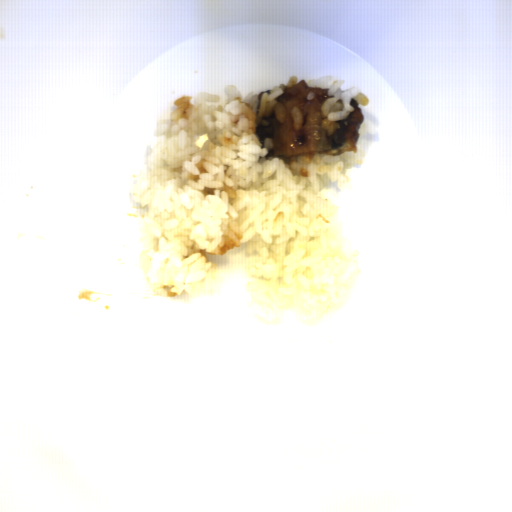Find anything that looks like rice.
<instances>
[{"instance_id": "rice-1", "label": "rice", "mask_w": 512, "mask_h": 512, "mask_svg": "<svg viewBox=\"0 0 512 512\" xmlns=\"http://www.w3.org/2000/svg\"><path fill=\"white\" fill-rule=\"evenodd\" d=\"M287 83L244 97L228 85L221 96L195 92L173 101L169 119L155 122L156 143L130 187L147 211L142 232L148 249L140 254L144 276L156 295L172 298L211 295L218 276L211 255L247 249L248 305L257 321L282 323L296 308L299 324L313 325L352 296L361 266L358 250L341 235L339 205L323 198L324 186L338 190L350 181L345 169L363 165V135L379 134L367 120L359 127L357 151L339 155L267 156L273 138L262 142L257 126L281 124L286 107L276 100Z\"/></svg>"}, {"instance_id": "rice-2", "label": "rice", "mask_w": 512, "mask_h": 512, "mask_svg": "<svg viewBox=\"0 0 512 512\" xmlns=\"http://www.w3.org/2000/svg\"><path fill=\"white\" fill-rule=\"evenodd\" d=\"M333 76L310 77L304 81L307 87L329 88L326 92L328 97L321 106L323 119L319 128L324 130L325 135L331 136L338 128L336 121L346 120L350 113L355 111L351 106V99H355L357 105L369 106V99L362 92L361 88L353 87L342 90L345 80H335L331 85Z\"/></svg>"}]
</instances>
